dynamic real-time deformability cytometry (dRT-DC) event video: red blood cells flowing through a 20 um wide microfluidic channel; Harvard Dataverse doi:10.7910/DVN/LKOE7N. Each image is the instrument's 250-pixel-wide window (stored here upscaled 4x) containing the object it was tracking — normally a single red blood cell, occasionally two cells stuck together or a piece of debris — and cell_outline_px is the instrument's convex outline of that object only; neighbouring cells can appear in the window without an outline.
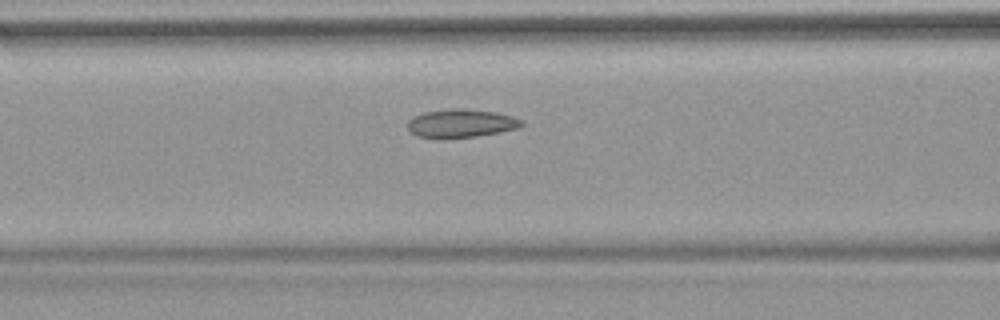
{"species": "common noctule bat (a hibernating species)", "species_latin": "Nyctalus noctula", "temperature_condition": "warm", "stored_images_in_passage": 31, "camera_frame_rate_fps": 3000, "um_per_image_px": 0.085, "animal": {"sex": "female", "body_mass_g": 18.4}, "frame": {"image": 1, "passage_image": 10, "time_ms": 3.0, "image_size_px": [1000, 320], "cell_outline_px": [[524, 124], [520, 128], [500, 132], [476, 136], [416, 136], [408, 128], [408, 120], [412, 116], [424, 112], [452, 108], [464, 108], [496, 112], [512, 116], [524, 120]], "centroid_in_image_um": [39.25, 10.44], "position_along_channel_um": 127.3, "area_um2": 18.5}}